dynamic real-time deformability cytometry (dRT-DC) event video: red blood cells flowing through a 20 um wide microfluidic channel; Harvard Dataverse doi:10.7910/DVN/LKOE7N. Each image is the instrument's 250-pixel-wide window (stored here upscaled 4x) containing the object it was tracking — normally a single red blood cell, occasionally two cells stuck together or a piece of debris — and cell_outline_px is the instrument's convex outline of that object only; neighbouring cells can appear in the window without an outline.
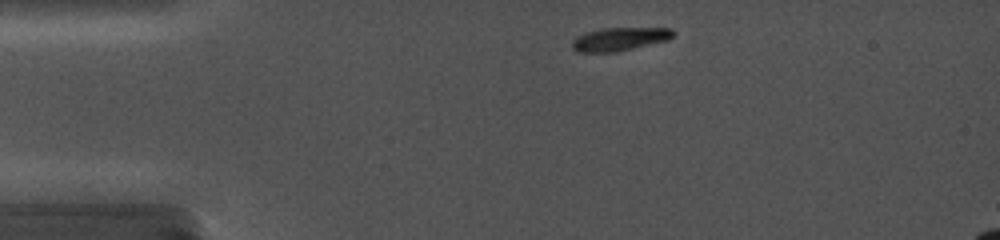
{"species": "common noctule bat (a hibernating species)", "species_latin": "Nyctalus noctula", "temperature_condition": "cold", "stored_images_in_passage": 31, "camera_frame_rate_fps": 5000, "um_per_image_px": 0.085, "animal": {"sex": "female", "body_mass_g": 19.0, "forearm_length_mm": 56.7}, "frame": {"image": 1, "passage_image": 1, "time_ms": 0.0, "image_size_px": [1000, 240], "cell_outline_px": [[676, 36], [668, 40], [616, 52], [576, 52], [572, 48], [572, 40], [576, 36], [600, 28], [672, 28], [676, 32]], "centroid_in_image_um": [52.69, 3.32], "position_along_channel_um": 32.3, "area_um2": 13.87}}
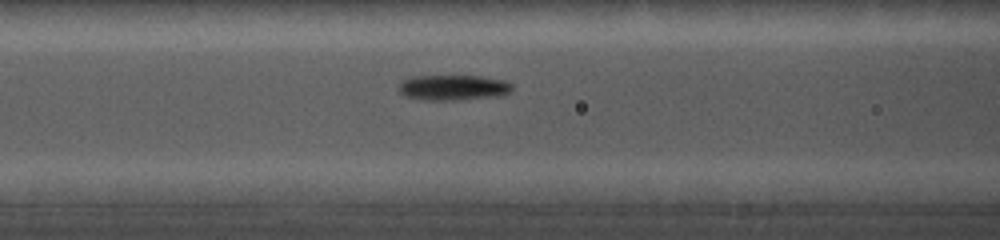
{"frame": {"image": 2, "passage_image": 15, "time_ms": 3.8, "image_size_px": [1000, 240], "cell_outline_px": [[512, 92], [496, 96], [456, 100], [420, 100], [404, 96], [400, 92], [400, 84], [404, 80], [412, 76], [480, 76], [504, 80], [512, 84]], "centroid_in_image_um": [38.53, 7.45], "position_along_channel_um": 128.1, "area_um2": 16.76}}
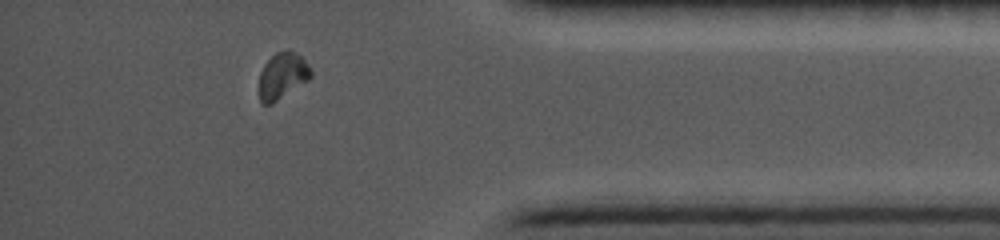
{"frame": {"image": 3, "passage_image": 28, "time_ms": 11.6, "image_size_px": [1000, 240], "cell_outline_px": [[312, 76], [308, 80], [272, 104], [264, 104], [260, 100], [260, 72], [264, 64], [276, 52], [292, 52], [300, 56], [308, 64], [312, 72]], "centroid_in_image_um": [24.01, 6.46], "position_along_channel_um": 411.2, "area_um2": 13.58}}